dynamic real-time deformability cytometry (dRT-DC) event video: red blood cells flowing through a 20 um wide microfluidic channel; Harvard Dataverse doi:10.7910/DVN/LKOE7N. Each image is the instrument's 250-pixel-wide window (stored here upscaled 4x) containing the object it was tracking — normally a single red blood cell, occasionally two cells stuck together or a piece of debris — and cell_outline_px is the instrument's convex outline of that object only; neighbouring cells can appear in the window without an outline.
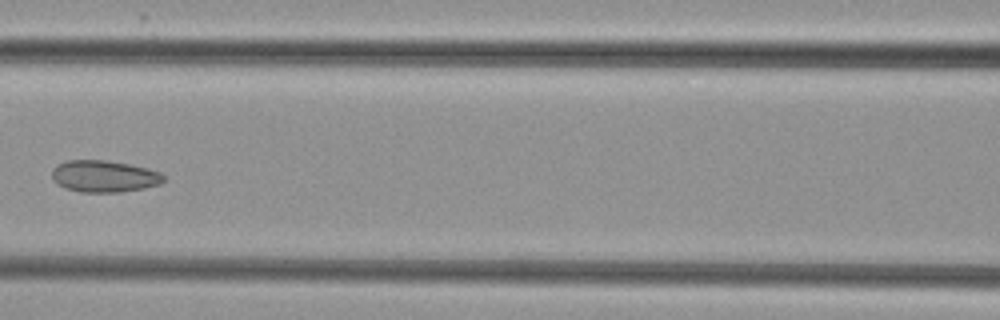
{"species": "common noctule bat (a hibernating species)", "species_latin": "Nyctalus noctula", "temperature_condition": "cold", "stored_images_in_passage": 7, "camera_frame_rate_fps": 3000, "um_per_image_px": 0.085, "animal": {"sex": "female", "body_mass_g": 29.2, "forearm_length_mm": 56.3}, "frame": {"image": 1, "passage_image": 6, "time_ms": 6.0, "image_size_px": [1000, 320], "cell_outline_px": [[164, 180], [160, 184], [144, 188], [120, 192], [80, 192], [64, 188], [56, 184], [52, 180], [52, 168], [56, 164], [68, 160], [104, 160], [128, 164], [148, 168], [160, 172], [164, 176]], "centroid_in_image_um": [8.81, 14.98], "position_along_channel_um": 157.8, "area_um2": 20.87}}
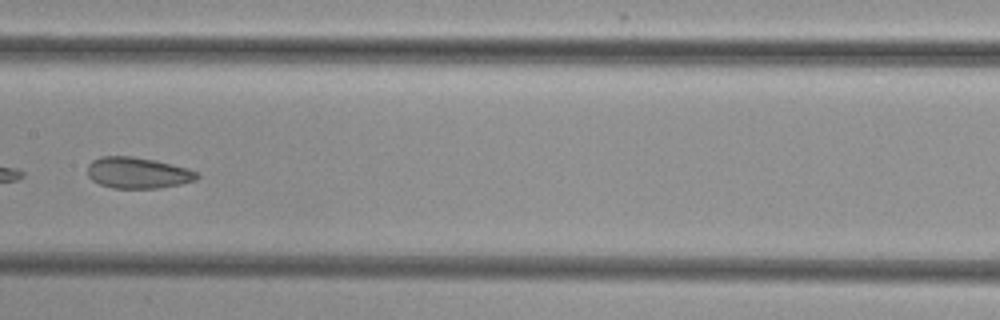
{"frame": {"image": 2, "passage_image": 7, "time_ms": 7.0, "image_size_px": [1000, 320], "cell_outline_px": [[200, 176], [196, 180], [180, 184], [160, 188], [112, 188], [100, 184], [92, 180], [88, 176], [88, 164], [92, 160], [100, 156], [132, 156], [156, 160], [188, 168], [200, 172]], "centroid_in_image_um": [11.73, 14.68], "position_along_channel_um": 195.7, "area_um2": 20.11}}